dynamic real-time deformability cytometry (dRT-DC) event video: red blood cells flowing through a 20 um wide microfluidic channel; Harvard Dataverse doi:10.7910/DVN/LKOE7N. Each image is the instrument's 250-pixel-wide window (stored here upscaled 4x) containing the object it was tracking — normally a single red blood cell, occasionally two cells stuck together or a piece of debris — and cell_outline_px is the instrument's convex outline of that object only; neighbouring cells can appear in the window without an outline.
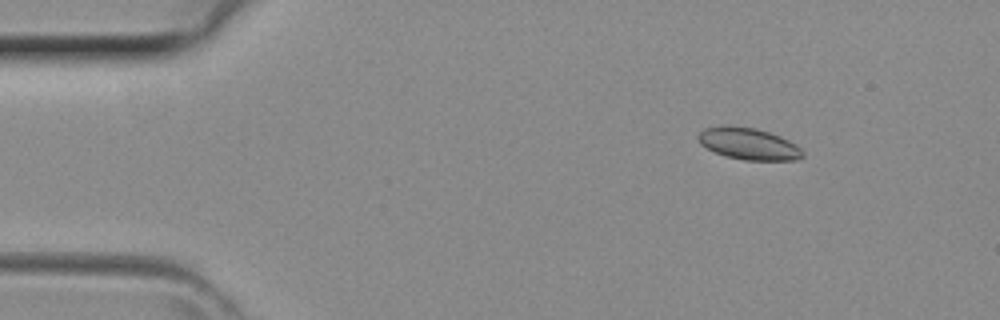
{"species": "common noctule bat (a hibernating species)", "species_latin": "Nyctalus noctula", "temperature_condition": "room temperature", "stored_images_in_passage": 46, "camera_frame_rate_fps": 3000, "um_per_image_px": 0.085, "animal": {"sex": "female", "body_mass_g": 29.2, "forearm_length_mm": 56.3}, "frame": {"image": 1, "passage_image": 7, "time_ms": 2.0, "image_size_px": [1000, 320], "cell_outline_px": [[804, 156], [796, 160], [744, 160], [728, 156], [716, 152], [700, 144], [696, 136], [704, 128], [724, 124], [756, 128], [780, 136], [796, 144], [804, 152]], "centroid_in_image_um": [63.62, 12.2], "position_along_channel_um": 21.4, "area_um2": 19.42}}
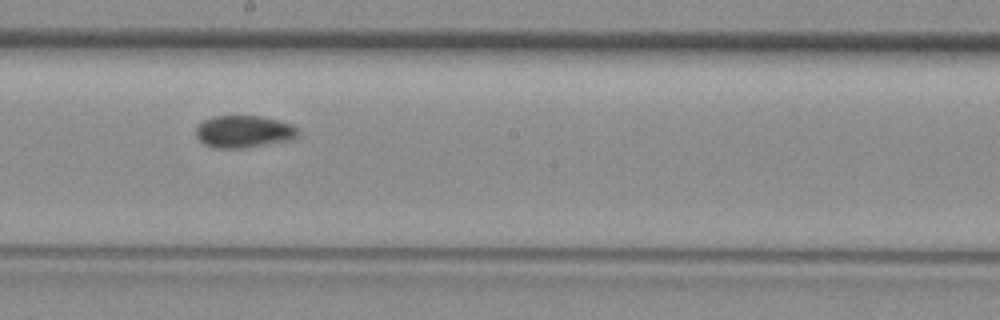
{"frame": {"image": 2, "passage_image": 26, "time_ms": 8.333, "image_size_px": [1000, 320], "cell_outline_px": [[296, 136], [284, 140], [244, 148], [216, 148], [204, 144], [196, 136], [196, 128], [204, 120], [212, 116], [260, 116], [292, 124], [296, 128]], "centroid_in_image_um": [20.64, 11.17], "position_along_channel_um": 227.6, "area_um2": 18.67}}
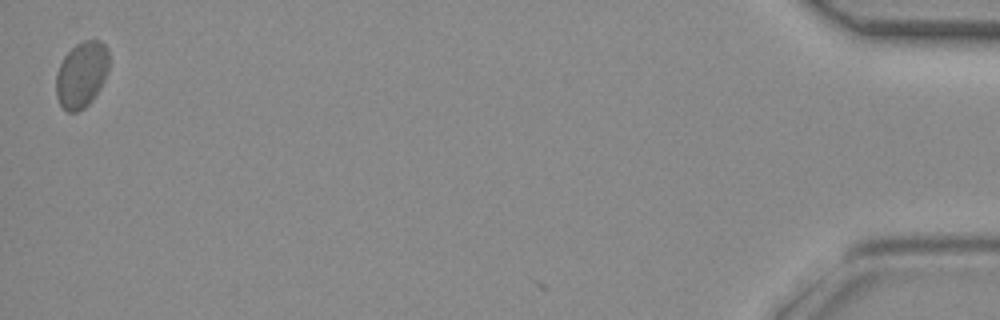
{"frame": {"image": 3, "passage_image": 46, "time_ms": 15.0, "image_size_px": [1000, 320], "cell_outline_px": [[108, 72], [100, 88], [92, 100], [84, 108], [76, 112], [68, 112], [60, 104], [56, 96], [56, 72], [64, 56], [76, 44], [84, 40], [100, 40], [108, 48]], "centroid_in_image_um": [6.93, 6.33], "position_along_channel_um": 428.3, "area_um2": 20.4}}